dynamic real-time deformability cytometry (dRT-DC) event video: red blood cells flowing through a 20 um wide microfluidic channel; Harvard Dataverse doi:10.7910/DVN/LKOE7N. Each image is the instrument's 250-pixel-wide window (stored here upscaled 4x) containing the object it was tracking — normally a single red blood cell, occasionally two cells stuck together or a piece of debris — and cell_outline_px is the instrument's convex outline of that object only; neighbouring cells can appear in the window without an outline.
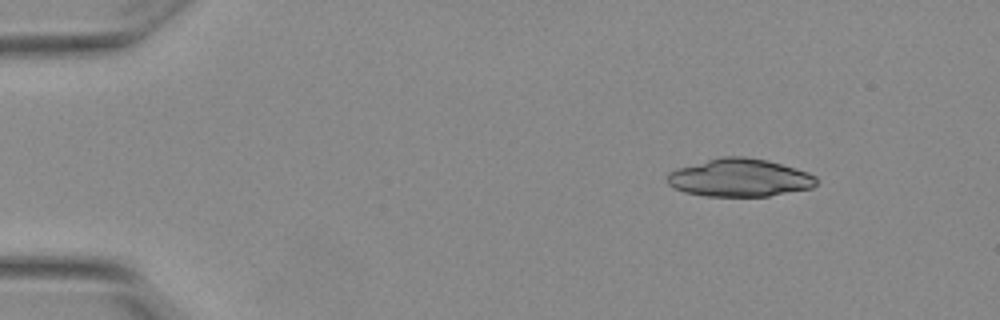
{"species": "Egyptian fruit bat (a non-hibernating species)", "species_latin": "Rousettus aegyptiacus", "temperature_condition": "warm", "stored_images_in_passage": 3, "camera_frame_rate_fps": 3000, "um_per_image_px": 0.085, "animal": {"sex": "female"}, "frame": {"image": 1, "passage_image": 1, "time_ms": 0.0, "image_size_px": [1000, 320], "cell_outline_px": [[820, 180], [812, 188], [768, 196], [704, 196], [684, 192], [668, 184], [668, 172], [676, 168], [720, 156], [744, 156], [768, 160], [808, 172], [816, 176]], "centroid_in_image_um": [62.88, 15.1], "position_along_channel_um": 22.1, "area_um2": 33.12}}